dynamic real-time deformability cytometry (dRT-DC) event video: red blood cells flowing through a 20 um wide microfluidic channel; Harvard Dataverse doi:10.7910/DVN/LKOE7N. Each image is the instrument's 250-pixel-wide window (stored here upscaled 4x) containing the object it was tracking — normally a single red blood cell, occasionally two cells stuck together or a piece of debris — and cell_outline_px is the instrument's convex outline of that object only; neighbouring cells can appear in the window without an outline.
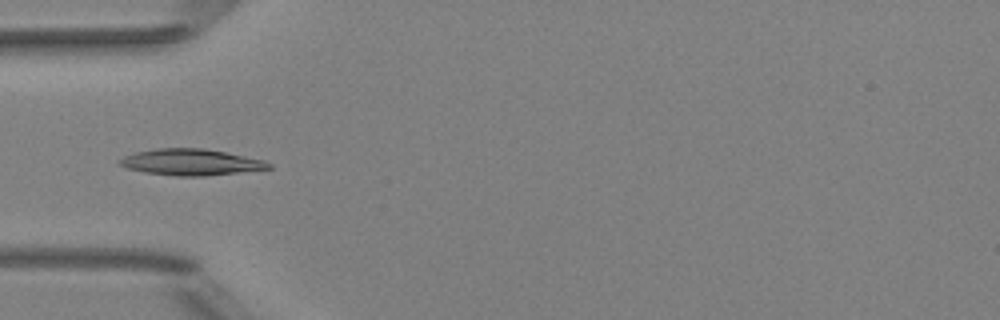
{"species": "Egyptian fruit bat (a non-hibernating species)", "species_latin": "Rousettus aegyptiacus", "temperature_condition": "room temperature", "stored_images_in_passage": 6, "camera_frame_rate_fps": 3000, "um_per_image_px": 0.085, "animal": {"sex": "female"}, "frame": {"image": 1, "passage_image": 5, "time_ms": 1.333, "image_size_px": [1000, 320], "cell_outline_px": [[272, 168], [204, 176], [176, 176], [144, 172], [128, 168], [120, 164], [116, 160], [124, 156], [136, 152], [156, 148], [204, 148], [264, 160], [272, 164]], "centroid_in_image_um": [16.2, 13.78], "position_along_channel_um": 68.8, "area_um2": 22.66}}
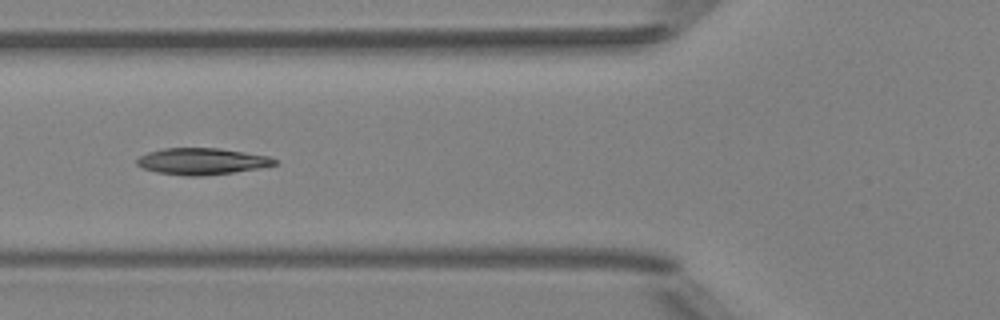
{"frame": {"image": 2, "passage_image": 6, "time_ms": 1.667, "image_size_px": [1000, 320], "cell_outline_px": [[276, 164], [260, 168], [204, 176], [184, 176], [156, 172], [144, 168], [136, 164], [136, 160], [140, 156], [148, 152], [164, 148], [220, 148], [268, 156], [276, 160]], "centroid_in_image_um": [17.13, 13.71], "position_along_channel_um": 108.7, "area_um2": 21.21}}